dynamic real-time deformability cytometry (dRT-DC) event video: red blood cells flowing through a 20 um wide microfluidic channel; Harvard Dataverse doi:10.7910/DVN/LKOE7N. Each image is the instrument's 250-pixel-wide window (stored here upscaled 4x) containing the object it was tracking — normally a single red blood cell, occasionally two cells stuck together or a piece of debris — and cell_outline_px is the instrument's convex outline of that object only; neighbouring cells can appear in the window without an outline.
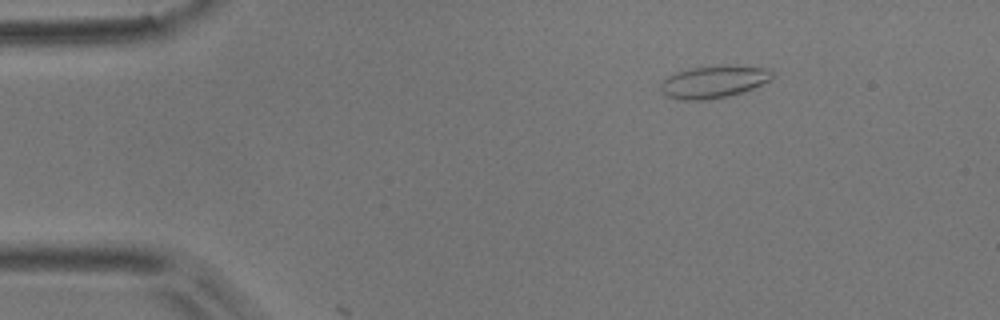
{"species": "common noctule bat (a hibernating species)", "species_latin": "Nyctalus noctula", "temperature_condition": "room temperature", "stored_images_in_passage": 4, "camera_frame_rate_fps": 3000, "um_per_image_px": 0.085, "animal": {"sex": "male", "body_mass_g": 17.9}, "frame": {"image": 1, "passage_image": 2, "time_ms": 0.333, "image_size_px": [1000, 320], "cell_outline_px": [[772, 76], [768, 80], [744, 92], [728, 96], [704, 100], [680, 100], [668, 96], [660, 92], [660, 84], [668, 76], [692, 68], [728, 64], [768, 68], [772, 72]], "centroid_in_image_um": [60.66, 6.95], "position_along_channel_um": 24.3, "area_um2": 20.92}}